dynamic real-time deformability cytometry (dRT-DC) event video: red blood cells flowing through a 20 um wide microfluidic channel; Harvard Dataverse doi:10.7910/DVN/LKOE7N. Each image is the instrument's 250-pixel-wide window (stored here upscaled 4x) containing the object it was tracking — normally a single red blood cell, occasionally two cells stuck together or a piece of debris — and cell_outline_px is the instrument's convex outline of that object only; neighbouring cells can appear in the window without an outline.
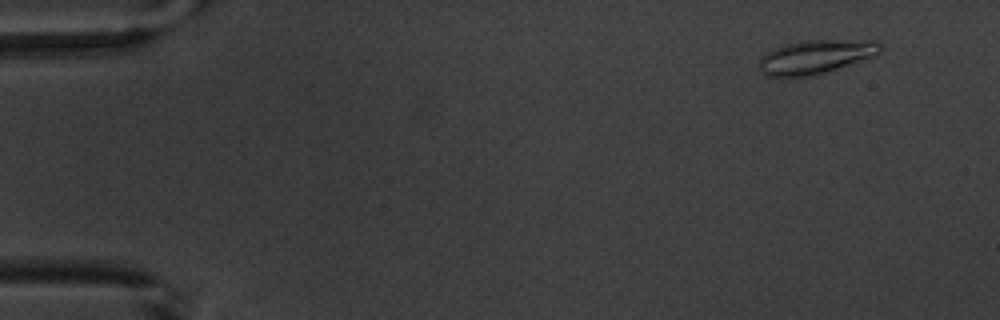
{"species": "common noctule bat (a hibernating species)", "species_latin": "Nyctalus noctula", "temperature_condition": "warm", "stored_images_in_passage": 6, "camera_frame_rate_fps": 3000, "um_per_image_px": 0.085, "animal": {"sex": "male", "body_mass_g": 20.1, "forearm_length_mm": 53.5}, "frame": {"image": 1, "passage_image": 2, "time_ms": 1.333, "image_size_px": [1000, 320], "cell_outline_px": [[884, 48], [876, 56], [812, 76], [768, 76], [756, 64], [768, 52], [784, 44], [804, 40], [876, 40]], "centroid_in_image_um": [69.4, 4.81], "position_along_channel_um": 15.6, "area_um2": 23.76}}
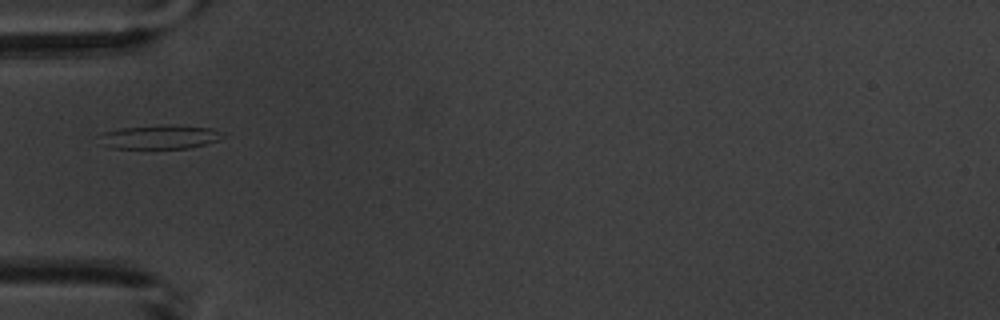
{"frame": {"image": 2, "passage_image": 6, "time_ms": 6.0, "image_size_px": [1000, 320], "cell_outline_px": [[224, 136], [216, 140], [204, 144], [188, 148], [112, 148], [100, 144], [100, 136], [104, 132], [120, 128], [168, 124], [172, 124], [212, 128], [224, 132]], "centroid_in_image_um": [13.59, 11.63], "position_along_channel_um": 71.4, "area_um2": 17.22}}